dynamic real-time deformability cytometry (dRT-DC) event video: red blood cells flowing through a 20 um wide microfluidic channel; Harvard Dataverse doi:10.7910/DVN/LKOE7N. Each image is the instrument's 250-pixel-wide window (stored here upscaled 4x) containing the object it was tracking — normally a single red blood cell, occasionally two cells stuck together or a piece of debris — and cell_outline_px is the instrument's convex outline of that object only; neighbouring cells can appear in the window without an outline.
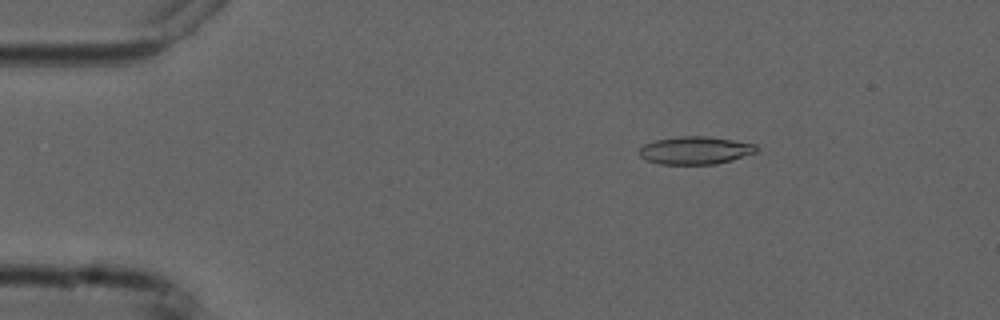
{"species": "common noctule bat (a hibernating species)", "species_latin": "Nyctalus noctula", "temperature_condition": "cold", "stored_images_in_passage": 4, "camera_frame_rate_fps": 3000, "um_per_image_px": 0.085, "animal": {"sex": "male", "forearm_length_mm": 52.5}, "frame": {"image": 1, "passage_image": 2, "time_ms": 1.333, "image_size_px": [1000, 320], "cell_outline_px": [[760, 148], [756, 152], [732, 160], [716, 164], [660, 164], [648, 160], [640, 156], [636, 152], [644, 144], [656, 140], [680, 136], [708, 136], [756, 144]], "centroid_in_image_um": [59.1, 12.78], "position_along_channel_um": 25.9, "area_um2": 19.02}}